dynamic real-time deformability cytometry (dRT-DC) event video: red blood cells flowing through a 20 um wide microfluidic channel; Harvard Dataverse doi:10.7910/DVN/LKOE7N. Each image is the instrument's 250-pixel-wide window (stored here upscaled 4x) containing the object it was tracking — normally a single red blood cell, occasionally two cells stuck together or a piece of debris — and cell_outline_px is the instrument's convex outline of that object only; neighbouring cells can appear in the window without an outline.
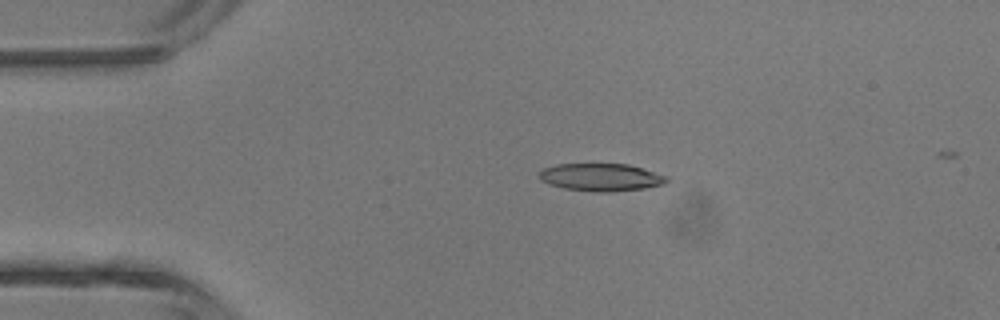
{"species": "common noctule bat (a hibernating species)", "species_latin": "Nyctalus noctula", "temperature_condition": "room temperature", "stored_images_in_passage": 4, "camera_frame_rate_fps": 3000, "um_per_image_px": 0.085, "animal": {"sex": "male", "body_mass_g": 13.3}, "frame": {"image": 1, "passage_image": 3, "time_ms": 2.333, "image_size_px": [1000, 320], "cell_outline_px": [[668, 180], [664, 184], [644, 188], [612, 192], [592, 192], [564, 188], [548, 184], [540, 180], [536, 176], [544, 168], [556, 164], [628, 164], [668, 176]], "centroid_in_image_um": [51.05, 15.07], "position_along_channel_um": 33.9, "area_um2": 20.63}}